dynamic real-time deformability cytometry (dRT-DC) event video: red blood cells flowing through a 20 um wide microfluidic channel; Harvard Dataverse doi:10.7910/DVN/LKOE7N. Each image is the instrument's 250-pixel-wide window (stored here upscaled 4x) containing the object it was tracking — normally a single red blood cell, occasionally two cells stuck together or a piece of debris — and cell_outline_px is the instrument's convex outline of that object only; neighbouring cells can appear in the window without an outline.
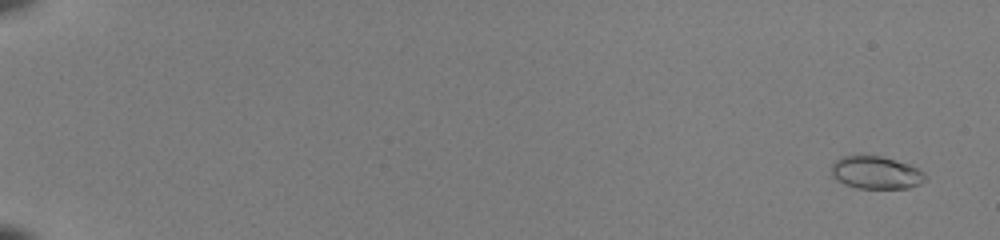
{"species": "common noctule bat (a hibernating species)", "species_latin": "Nyctalus noctula", "temperature_condition": "room temperature", "stored_images_in_passage": 53, "camera_frame_rate_fps": 3000, "um_per_image_px": 0.085, "animal": {"sex": "female", "body_mass_g": 22.0, "forearm_length_mm": 56.7}, "frame": {"image": 1, "passage_image": 3, "time_ms": 0.667, "image_size_px": [1000, 240], "cell_outline_px": [[924, 180], [920, 184], [908, 188], [856, 188], [844, 184], [836, 180], [832, 176], [832, 164], [836, 160], [844, 156], [880, 156], [908, 164], [924, 172]], "centroid_in_image_um": [74.43, 14.68], "position_along_channel_um": 10.6, "area_um2": 17.63}}
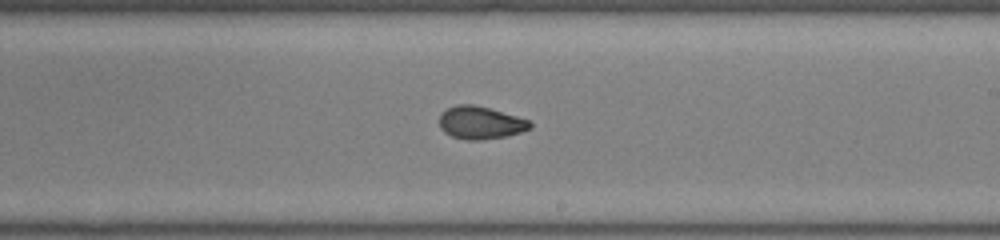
{"frame": {"image": 2, "passage_image": 35, "time_ms": 11.333, "image_size_px": [1000, 240], "cell_outline_px": [[532, 128], [520, 132], [504, 136], [480, 140], [464, 140], [452, 136], [444, 132], [440, 128], [440, 112], [456, 104], [472, 104], [488, 108], [516, 116], [528, 120], [532, 124]], "centroid_in_image_um": [40.8, 10.43], "position_along_channel_um": 248.2, "area_um2": 17.17}}
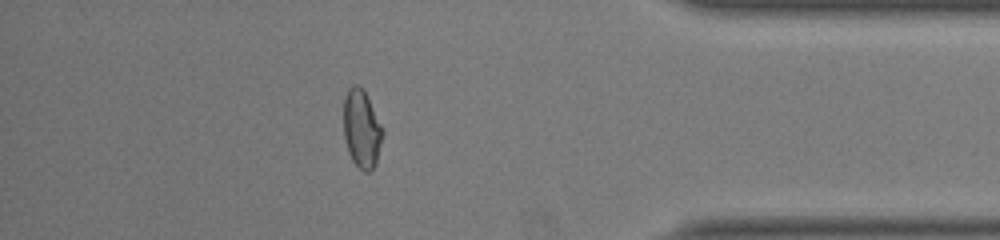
{"frame": {"image": 3, "passage_image": 48, "time_ms": 15.667, "image_size_px": [1000, 240], "cell_outline_px": [[384, 132], [376, 160], [372, 168], [368, 172], [364, 172], [352, 160], [348, 152], [344, 136], [344, 96], [348, 88], [352, 84], [356, 84], [364, 88], [384, 128]], "centroid_in_image_um": [30.74, 10.88], "position_along_channel_um": 404.5, "area_um2": 17.98}}